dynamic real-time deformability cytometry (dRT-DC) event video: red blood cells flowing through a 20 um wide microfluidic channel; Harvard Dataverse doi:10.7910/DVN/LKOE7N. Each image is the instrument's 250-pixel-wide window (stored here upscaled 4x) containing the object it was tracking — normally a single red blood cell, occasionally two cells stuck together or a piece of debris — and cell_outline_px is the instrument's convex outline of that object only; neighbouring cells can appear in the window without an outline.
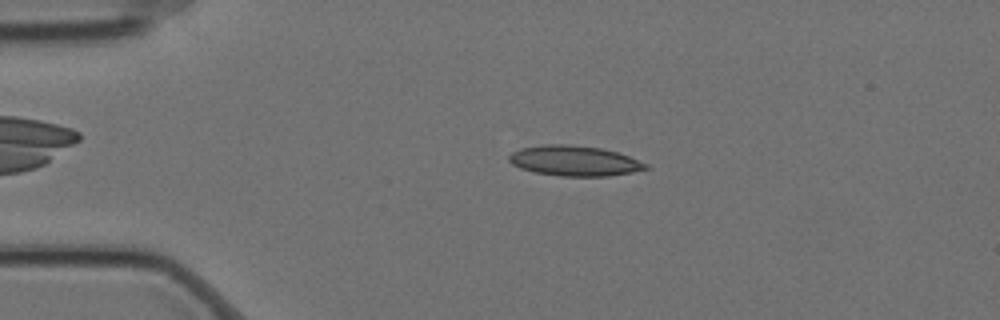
{"species": "Egyptian fruit bat (a non-hibernating species)", "species_latin": "Rousettus aegyptiacus", "temperature_condition": "cold", "stored_images_in_passage": 3, "camera_frame_rate_fps": 3000, "um_per_image_px": 0.085, "animal": {"sex": "female"}, "frame": {"image": 1, "passage_image": 3, "time_ms": 0.667, "image_size_px": [1000, 320], "cell_outline_px": [[648, 168], [632, 172], [608, 176], [560, 176], [536, 172], [520, 168], [512, 164], [508, 160], [508, 156], [512, 152], [520, 148], [544, 144], [568, 144], [600, 148], [616, 152], [628, 156], [648, 164]], "centroid_in_image_um": [48.79, 13.66], "position_along_channel_um": 36.2, "area_um2": 23.99}}